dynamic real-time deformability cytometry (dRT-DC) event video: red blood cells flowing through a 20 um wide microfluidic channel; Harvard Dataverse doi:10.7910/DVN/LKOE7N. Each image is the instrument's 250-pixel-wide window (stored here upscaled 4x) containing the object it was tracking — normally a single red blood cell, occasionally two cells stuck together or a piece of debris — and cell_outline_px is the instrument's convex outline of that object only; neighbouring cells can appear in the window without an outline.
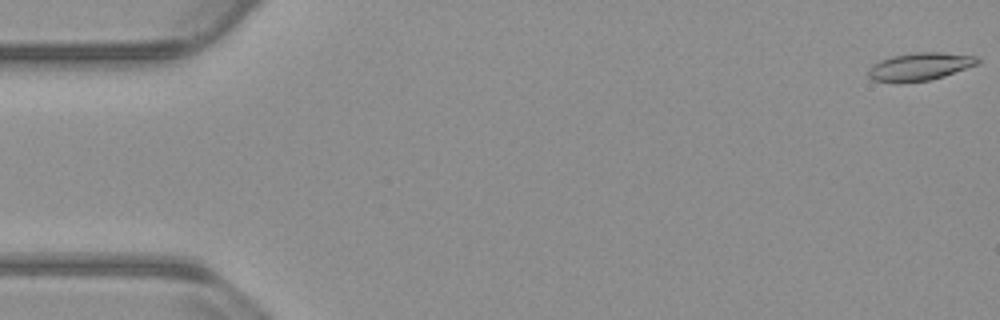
{"species": "common noctule bat (a hibernating species)", "species_latin": "Nyctalus noctula", "temperature_condition": "warm", "stored_images_in_passage": 55, "camera_frame_rate_fps": 3000, "um_per_image_px": 0.085, "animal": {"sex": "male", "body_mass_g": 23.1, "forearm_length_mm": 52.7}, "frame": {"image": 1, "passage_image": 1, "time_ms": 0.0, "image_size_px": [1000, 320], "cell_outline_px": [[980, 64], [944, 76], [928, 80], [900, 84], [872, 80], [868, 76], [868, 68], [872, 64], [880, 60], [892, 56], [912, 52], [940, 52], [976, 56], [980, 60]], "centroid_in_image_um": [78.16, 5.67], "position_along_channel_um": 6.8, "area_um2": 18.09}}
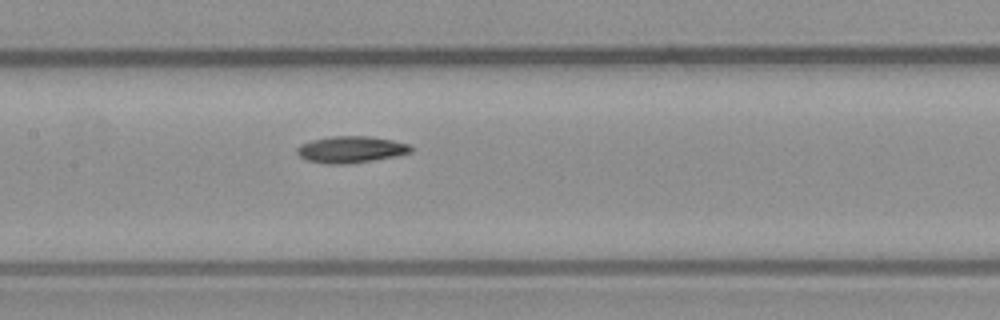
{"frame": {"image": 2, "passage_image": 26, "time_ms": 8.333, "image_size_px": [1000, 320], "cell_outline_px": [[412, 152], [396, 156], [372, 160], [344, 164], [324, 164], [308, 160], [300, 156], [296, 152], [296, 148], [300, 144], [312, 140], [332, 136], [368, 136], [392, 140], [412, 144]], "centroid_in_image_um": [29.84, 12.7], "position_along_channel_um": 177.6, "area_um2": 17.69}}
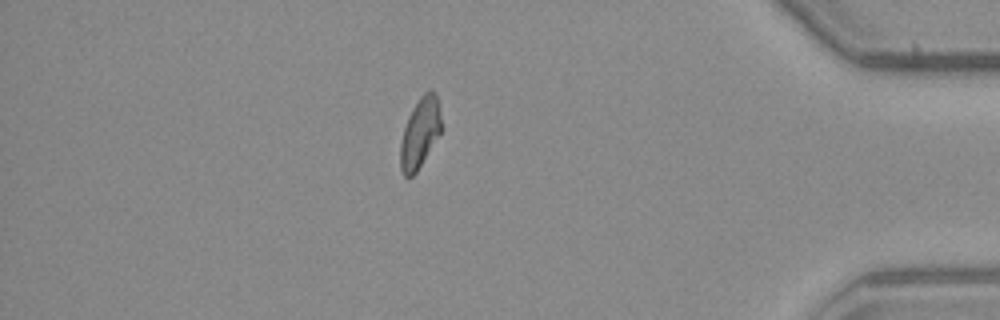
{"frame": {"image": 3, "passage_image": 47, "time_ms": 15.333, "image_size_px": [1000, 320], "cell_outline_px": [[440, 132], [416, 172], [412, 176], [404, 176], [400, 168], [400, 144], [404, 128], [408, 116], [412, 108], [420, 96], [428, 88], [432, 88], [436, 92], [440, 108]], "centroid_in_image_um": [35.69, 11.23], "position_along_channel_um": 399.5, "area_um2": 16.59}}